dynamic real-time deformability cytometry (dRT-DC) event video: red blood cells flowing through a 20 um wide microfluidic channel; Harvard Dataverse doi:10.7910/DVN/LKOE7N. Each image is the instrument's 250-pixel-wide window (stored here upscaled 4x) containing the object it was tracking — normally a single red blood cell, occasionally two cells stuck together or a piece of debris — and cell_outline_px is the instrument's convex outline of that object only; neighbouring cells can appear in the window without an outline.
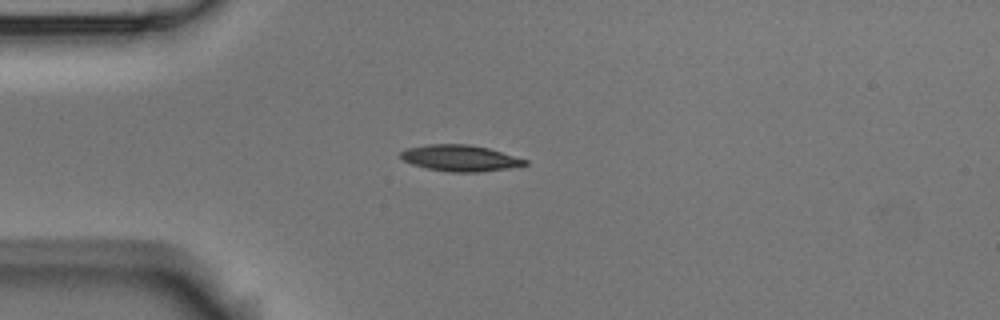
{"species": "Egyptian fruit bat (a non-hibernating species)", "species_latin": "Rousettus aegyptiacus", "temperature_condition": "room temperature", "stored_images_in_passage": 8, "camera_frame_rate_fps": 3000, "um_per_image_px": 0.085, "animal": {"sex": "male"}, "frame": {"image": 1, "passage_image": 3, "time_ms": 0.667, "image_size_px": [1000, 320], "cell_outline_px": [[528, 164], [508, 168], [480, 172], [448, 172], [428, 168], [412, 164], [404, 160], [400, 156], [400, 152], [408, 148], [428, 144], [468, 144], [488, 148], [528, 160]], "centroid_in_image_um": [39.11, 13.44], "position_along_channel_um": 45.9, "area_um2": 18.84}}
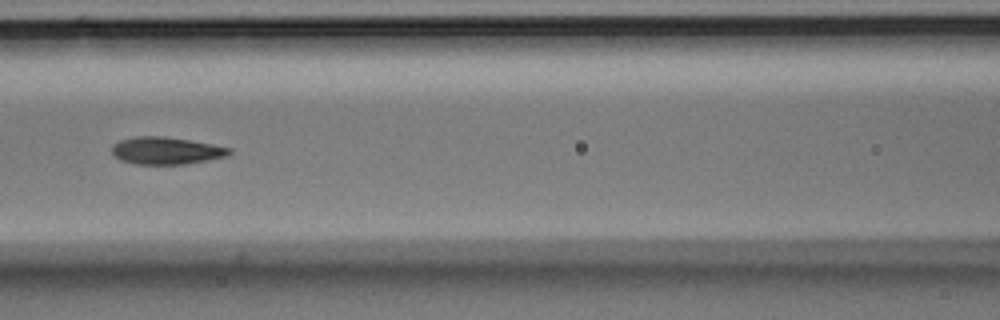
{"frame": {"image": 2, "passage_image": 6, "time_ms": 1.667, "image_size_px": [1000, 320], "cell_outline_px": [[232, 152], [228, 156], [208, 160], [184, 164], [136, 164], [120, 160], [112, 152], [112, 144], [120, 140], [136, 136], [164, 136], [212, 144], [232, 148]], "centroid_in_image_um": [14.14, 12.8], "position_along_channel_um": 152.5, "area_um2": 18.67}}
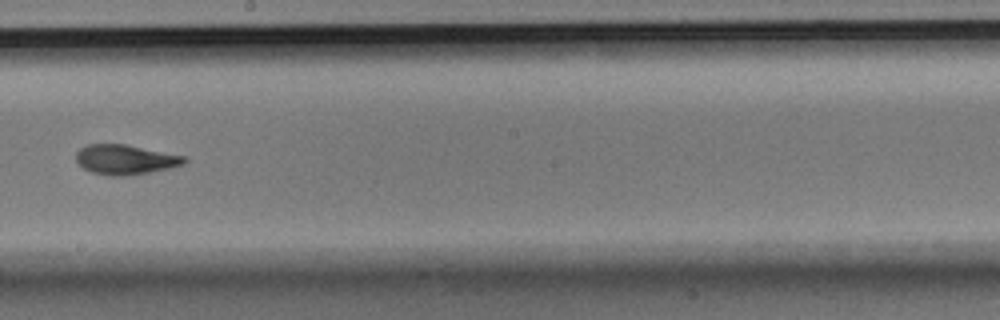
{"frame": {"image": 3, "passage_image": 8, "time_ms": 2.333, "image_size_px": [1000, 320], "cell_outline_px": [[188, 160], [184, 164], [168, 168], [148, 172], [124, 176], [108, 176], [92, 172], [84, 168], [76, 160], [76, 152], [80, 148], [88, 144], [124, 144], [188, 156]], "centroid_in_image_um": [10.67, 13.56], "position_along_channel_um": 237.5, "area_um2": 18.79}}